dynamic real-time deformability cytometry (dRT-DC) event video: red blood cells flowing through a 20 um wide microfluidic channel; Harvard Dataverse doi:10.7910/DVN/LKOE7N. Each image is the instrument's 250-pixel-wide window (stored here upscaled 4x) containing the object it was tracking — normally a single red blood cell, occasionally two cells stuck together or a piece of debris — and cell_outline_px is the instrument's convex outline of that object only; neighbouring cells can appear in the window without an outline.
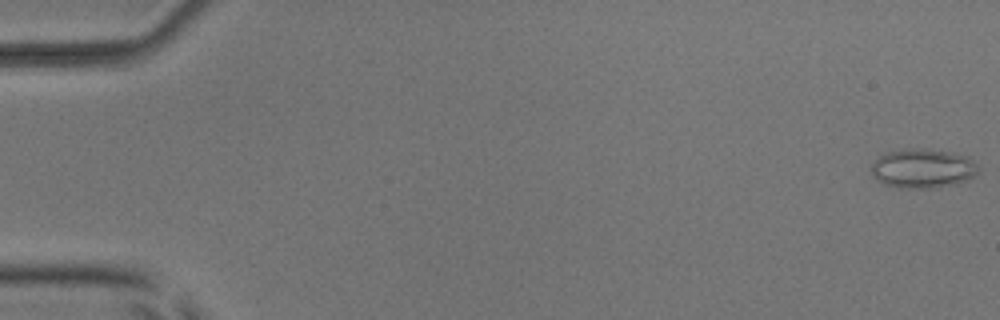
{"species": "common noctule bat (a hibernating species)", "species_latin": "Nyctalus noctula", "temperature_condition": "room temperature", "stored_images_in_passage": 53, "camera_frame_rate_fps": 3000, "um_per_image_px": 0.085, "animal": {"sex": "male", "body_mass_g": 17.9, "forearm_length_mm": 54.2}, "frame": {"image": 1, "passage_image": 1, "time_ms": 0.0, "image_size_px": [1000, 320], "cell_outline_px": [[980, 172], [968, 180], [956, 184], [936, 188], [896, 188], [884, 184], [872, 176], [872, 164], [880, 156], [888, 152], [908, 148], [924, 148], [952, 152], [968, 156], [980, 168]], "centroid_in_image_um": [78.48, 14.32], "position_along_channel_um": 6.5, "area_um2": 24.85}}
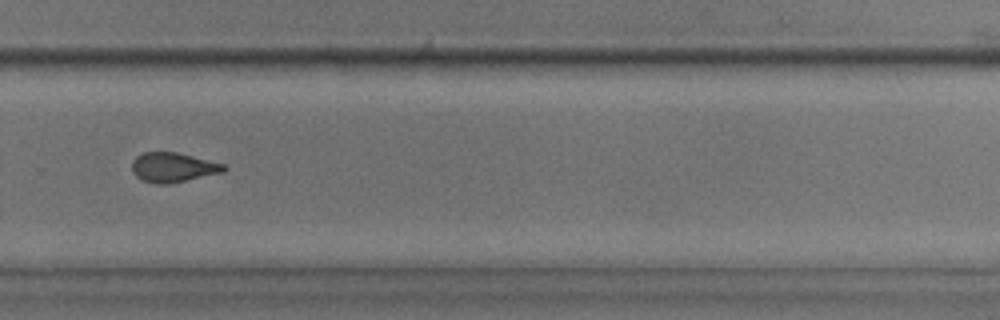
{"frame": {"image": 2, "passage_image": 37, "time_ms": 12.0, "image_size_px": [1000, 320], "cell_outline_px": [[228, 168], [224, 172], [168, 184], [156, 184], [140, 180], [132, 172], [132, 160], [136, 156], [144, 152], [176, 152], [224, 164]], "centroid_in_image_um": [14.68, 14.23], "position_along_channel_um": 315.1, "area_um2": 15.9}}
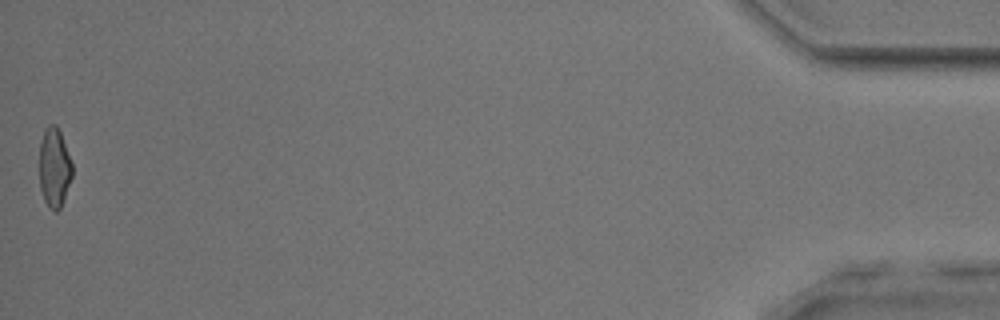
{"frame": {"image": 3, "passage_image": 53, "time_ms": 17.333, "image_size_px": [1000, 320], "cell_outline_px": [[72, 176], [60, 208], [56, 212], [48, 208], [44, 200], [40, 188], [40, 140], [44, 128], [48, 124], [56, 124], [60, 132], [72, 164]], "centroid_in_image_um": [4.6, 14.23], "position_along_channel_um": 430.6, "area_um2": 15.14}, "authors_computed_cell_mechanics": {"area_um2": 16.3574, "velocity_mm_per_s": 3.9565, "shape_relaxation_time_tau1_ms": null, "shape_relaxation_time_tau2_ms": 1.7261, "deformation_change_tau1": null, "deformation_change_tau2": 0.0934}}